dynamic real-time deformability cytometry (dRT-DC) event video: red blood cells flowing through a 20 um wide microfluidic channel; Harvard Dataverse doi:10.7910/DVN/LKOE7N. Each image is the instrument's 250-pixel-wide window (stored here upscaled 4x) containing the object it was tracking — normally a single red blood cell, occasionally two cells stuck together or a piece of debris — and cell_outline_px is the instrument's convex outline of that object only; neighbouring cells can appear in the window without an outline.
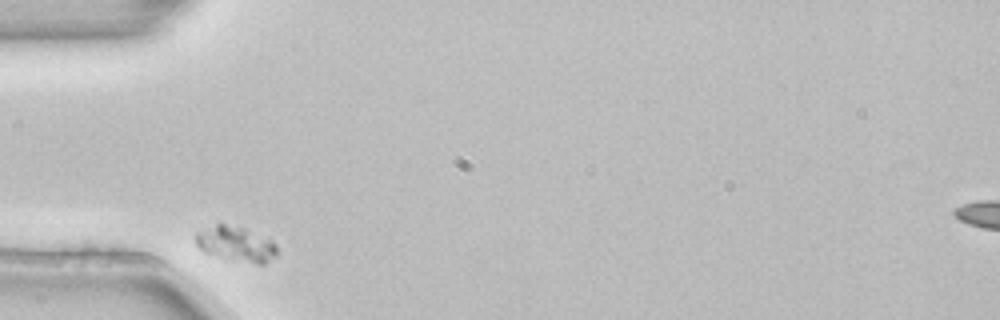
{"species": "common noctule bat (a hibernating species)", "species_latin": "Nyctalus noctula", "temperature_condition": "room temperature", "stored_images_in_passage": 4, "camera_frame_rate_fps": 3000, "um_per_image_px": 0.085, "animal": {"sex": "female", "body_mass_g": 22.7, "forearm_length_mm": 54.2}, "frame": {"image": 1, "passage_image": 1, "time_ms": 0.0, "image_size_px": [1000, 320], "cell_outline_px": [[276, 256], [264, 264], [256, 264], [204, 252], [196, 244], [192, 236], [196, 232], [216, 224], [224, 224], [244, 228], [272, 240], [276, 244]], "centroid_in_image_um": [20.04, 20.72], "position_along_channel_um": 65.0, "area_um2": 16.36}}
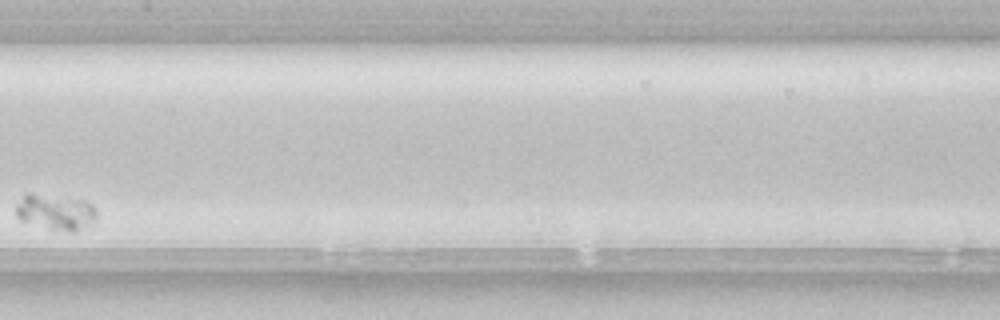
{"frame": {"image": 2, "passage_image": 4, "time_ms": 1.0, "image_size_px": [1000, 320], "cell_outline_px": [[96, 216], [88, 224], [76, 232], [72, 232], [52, 228], [20, 220], [16, 216], [16, 204], [24, 196], [36, 196], [84, 200], [92, 204], [96, 212]], "centroid_in_image_um": [4.75, 18.06], "position_along_channel_um": 202.7, "area_um2": 15.61}}